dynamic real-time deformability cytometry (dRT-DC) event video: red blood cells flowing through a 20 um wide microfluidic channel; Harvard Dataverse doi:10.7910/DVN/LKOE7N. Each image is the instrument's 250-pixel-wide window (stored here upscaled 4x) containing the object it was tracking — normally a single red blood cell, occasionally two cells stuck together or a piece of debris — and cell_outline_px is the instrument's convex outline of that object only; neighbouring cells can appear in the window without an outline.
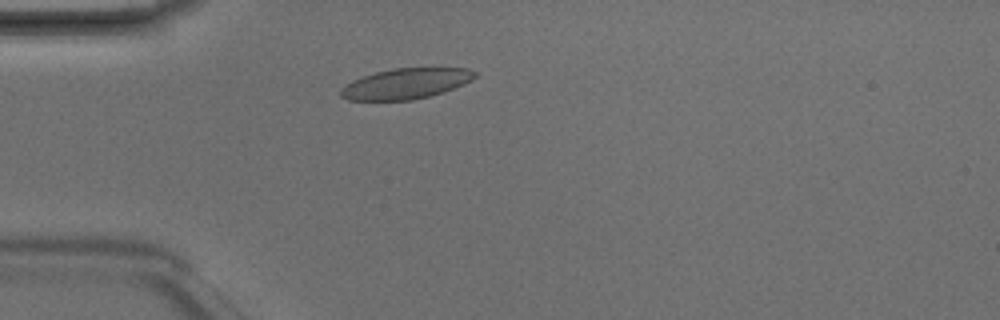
{"species": "Egyptian fruit bat (a non-hibernating species)", "species_latin": "Rousettus aegyptiacus", "temperature_condition": "room temperature", "stored_images_in_passage": 3, "camera_frame_rate_fps": 3000, "um_per_image_px": 0.085, "animal": {"sex": "male"}, "frame": {"image": 1, "passage_image": 3, "time_ms": 0.667, "image_size_px": [1000, 320], "cell_outline_px": [[480, 72], [472, 80], [464, 84], [444, 92], [412, 100], [348, 100], [340, 96], [340, 88], [352, 80], [376, 72], [392, 68], [468, 68]], "centroid_in_image_um": [34.52, 7.1], "position_along_channel_um": 50.5, "area_um2": 23.99}}